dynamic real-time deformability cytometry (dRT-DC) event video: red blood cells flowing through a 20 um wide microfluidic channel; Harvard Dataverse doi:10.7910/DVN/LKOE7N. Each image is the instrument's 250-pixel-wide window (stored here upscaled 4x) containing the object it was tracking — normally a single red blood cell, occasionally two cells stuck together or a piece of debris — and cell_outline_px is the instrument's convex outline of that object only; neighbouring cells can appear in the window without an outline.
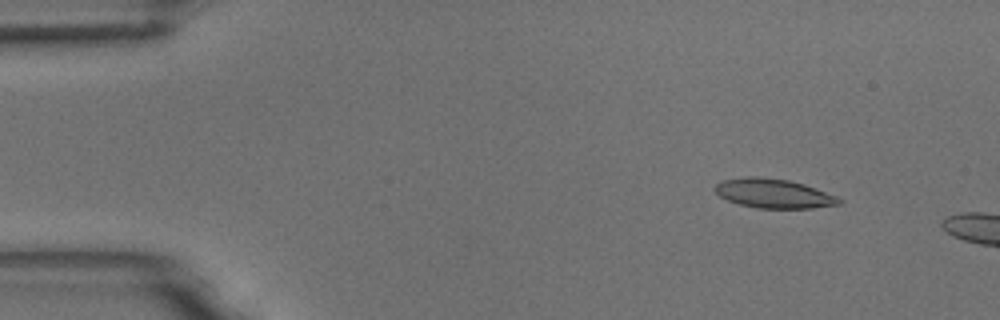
{"species": "common noctule bat (a hibernating species)", "species_latin": "Nyctalus noctula", "temperature_condition": "room temperature", "stored_images_in_passage": 10, "camera_frame_rate_fps": 3000, "um_per_image_px": 0.085, "animal": {"sex": "male", "body_mass_g": 18.8}, "frame": {"image": 1, "passage_image": 6, "time_ms": 1.667, "image_size_px": [1000, 320], "cell_outline_px": [[844, 200], [840, 204], [812, 208], [756, 208], [740, 204], [728, 200], [720, 196], [712, 188], [716, 184], [724, 180], [748, 176], [756, 176], [788, 180], [804, 184], [836, 196]], "centroid_in_image_um": [65.75, 16.44], "position_along_channel_um": 19.2, "area_um2": 21.04}}